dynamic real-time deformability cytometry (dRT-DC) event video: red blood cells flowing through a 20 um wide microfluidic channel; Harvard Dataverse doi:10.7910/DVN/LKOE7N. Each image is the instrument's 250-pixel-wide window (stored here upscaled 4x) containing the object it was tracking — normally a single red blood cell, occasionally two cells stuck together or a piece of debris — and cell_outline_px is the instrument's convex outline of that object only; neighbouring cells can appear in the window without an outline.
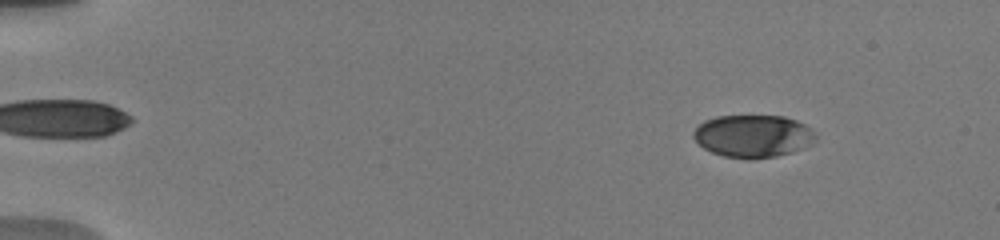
{"species": "human", "species_latin": "Homo sapiens", "temperature_condition": "warm", "stored_images_in_passage": 25, "camera_frame_rate_fps": 3000, "um_per_image_px": 0.085, "donor": {"sex": "male"}, "frame": {"image": 1, "passage_image": 2, "time_ms": 1.0, "image_size_px": [1000, 240], "cell_outline_px": [[816, 136], [804, 148], [792, 152], [776, 156], [752, 160], [724, 156], [712, 152], [704, 148], [692, 136], [692, 132], [704, 120], [716, 116], [784, 116], [796, 120], [804, 124]], "centroid_in_image_um": [63.96, 11.57], "position_along_channel_um": 21.0, "area_um2": 30.11}}
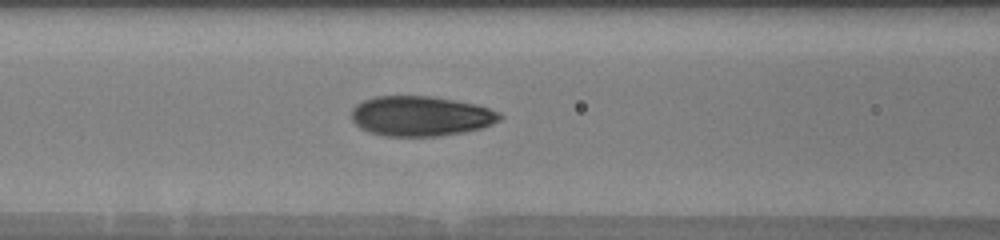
{"frame": {"image": 2, "passage_image": 10, "time_ms": 7.0, "image_size_px": [1000, 240], "cell_outline_px": [[504, 116], [500, 120], [492, 124], [480, 128], [464, 132], [436, 136], [384, 136], [368, 132], [360, 128], [352, 120], [352, 108], [356, 104], [364, 100], [376, 96], [432, 96], [456, 100], [476, 104], [500, 112]], "centroid_in_image_um": [35.76, 9.86], "position_along_channel_um": 130.8, "area_um2": 34.74}}
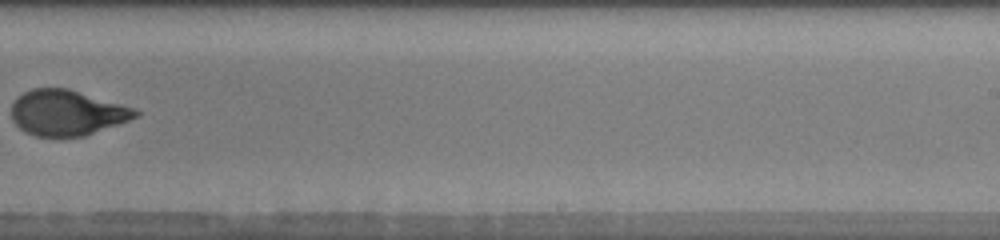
{"frame": {"image": 3, "passage_image": 16, "time_ms": 11.0, "image_size_px": [1000, 240], "cell_outline_px": [[140, 116], [84, 136], [36, 136], [20, 128], [12, 120], [12, 104], [16, 96], [32, 88], [68, 88], [136, 108], [140, 112]], "centroid_in_image_um": [5.7, 9.56], "position_along_channel_um": 283.3, "area_um2": 32.83}, "authors_computed_cell_mechanics": {"area_um2": 33.1194, "velocity_mm_per_s": 3.8252, "shape_relaxation_time_tau1_ms": 4.8127, "shape_relaxation_time_tau2_ms": 1.0316, "deformation_change_tau1": 0.1952, "deformation_change_tau2": 0.0671}}